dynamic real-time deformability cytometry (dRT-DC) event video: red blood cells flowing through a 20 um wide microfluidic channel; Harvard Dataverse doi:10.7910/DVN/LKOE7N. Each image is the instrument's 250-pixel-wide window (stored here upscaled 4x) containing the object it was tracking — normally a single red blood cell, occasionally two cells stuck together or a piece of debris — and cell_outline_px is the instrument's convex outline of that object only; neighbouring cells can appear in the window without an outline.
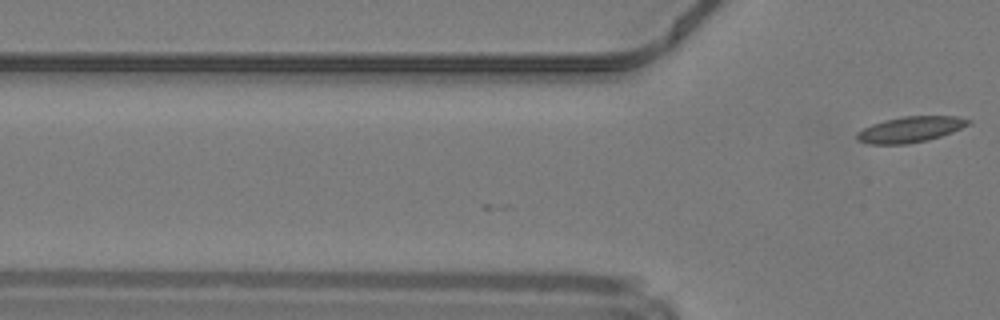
{"species": "common noctule bat (a hibernating species)", "species_latin": "Nyctalus noctula", "temperature_condition": "warm", "stored_images_in_passage": 2, "camera_frame_rate_fps": 3000, "um_per_image_px": 0.085, "animal": {"sex": "male", "body_mass_g": 19.2, "forearm_length_mm": 51.8}, "frame": {"image": 1, "passage_image": 2, "time_ms": 0.333, "image_size_px": [1000, 320], "cell_outline_px": [[972, 120], [968, 124], [952, 132], [928, 140], [908, 144], [868, 144], [856, 140], [856, 132], [872, 124], [884, 120], [904, 116], [956, 116]], "centroid_in_image_um": [77.34, 11.0], "position_along_channel_um": 48.5, "area_um2": 16.7}}